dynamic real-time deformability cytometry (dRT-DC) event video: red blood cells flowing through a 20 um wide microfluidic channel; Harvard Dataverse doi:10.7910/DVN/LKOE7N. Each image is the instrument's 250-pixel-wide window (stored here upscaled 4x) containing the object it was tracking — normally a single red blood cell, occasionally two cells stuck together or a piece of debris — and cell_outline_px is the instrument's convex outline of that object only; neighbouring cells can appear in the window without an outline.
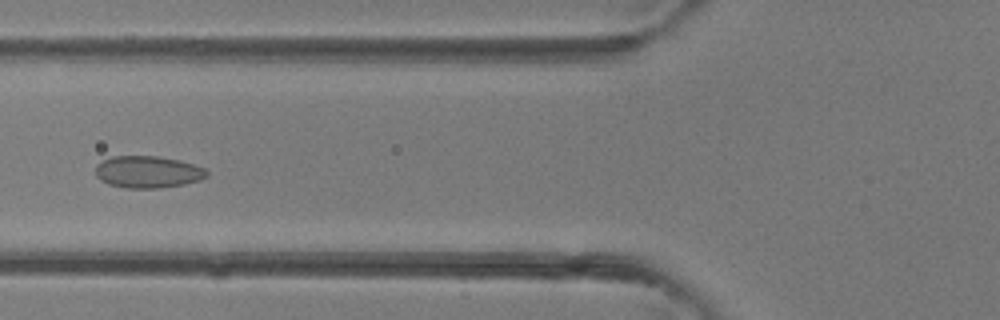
{"species": "common noctule bat (a hibernating species)", "species_latin": "Nyctalus noctula", "temperature_condition": "room temperature", "stored_images_in_passage": 41, "camera_frame_rate_fps": 3000, "um_per_image_px": 0.085, "animal": {"sex": "female"}, "frame": {"image": 1, "passage_image": 16, "time_ms": 5.0, "image_size_px": [1000, 320], "cell_outline_px": [[208, 176], [200, 180], [184, 184], [160, 188], [124, 188], [108, 184], [100, 180], [96, 176], [96, 164], [112, 156], [156, 156], [180, 160], [204, 168], [208, 172]], "centroid_in_image_um": [12.56, 14.62], "position_along_channel_um": 113.2, "area_um2": 20.81}}
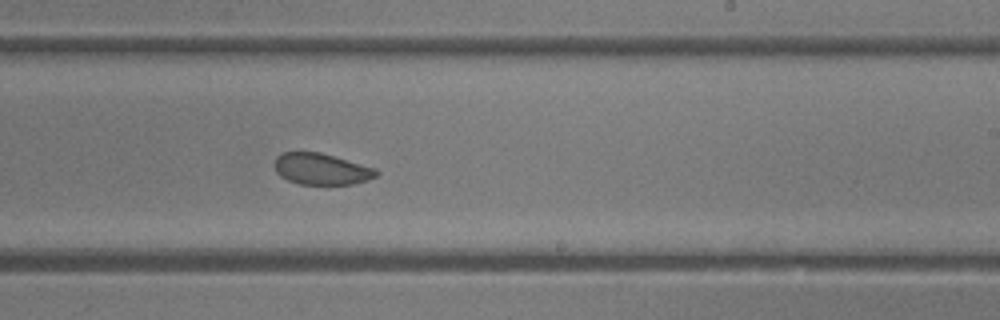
{"frame": {"image": 2, "passage_image": 25, "time_ms": 8.0, "image_size_px": [1000, 320], "cell_outline_px": [[380, 172], [376, 176], [368, 180], [352, 184], [300, 184], [288, 180], [280, 176], [276, 172], [276, 156], [280, 152], [320, 152], [376, 168]], "centroid_in_image_um": [27.33, 14.36], "position_along_channel_um": 261.7, "area_um2": 18.55}}
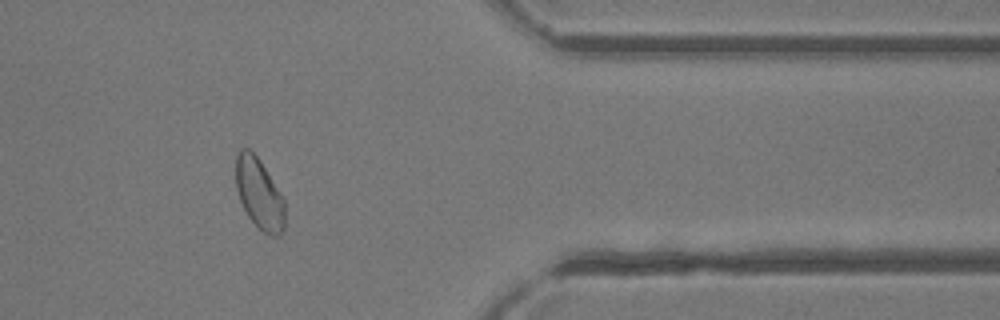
{"frame": {"image": 3, "passage_image": 34, "time_ms": 11.0, "image_size_px": [1000, 320], "cell_outline_px": [[284, 228], [276, 236], [272, 236], [264, 232], [248, 216], [240, 200], [236, 188], [236, 156], [240, 148], [248, 148], [260, 160], [284, 200]], "centroid_in_image_um": [22.01, 16.44], "position_along_channel_um": 389.4, "area_um2": 19.77}}